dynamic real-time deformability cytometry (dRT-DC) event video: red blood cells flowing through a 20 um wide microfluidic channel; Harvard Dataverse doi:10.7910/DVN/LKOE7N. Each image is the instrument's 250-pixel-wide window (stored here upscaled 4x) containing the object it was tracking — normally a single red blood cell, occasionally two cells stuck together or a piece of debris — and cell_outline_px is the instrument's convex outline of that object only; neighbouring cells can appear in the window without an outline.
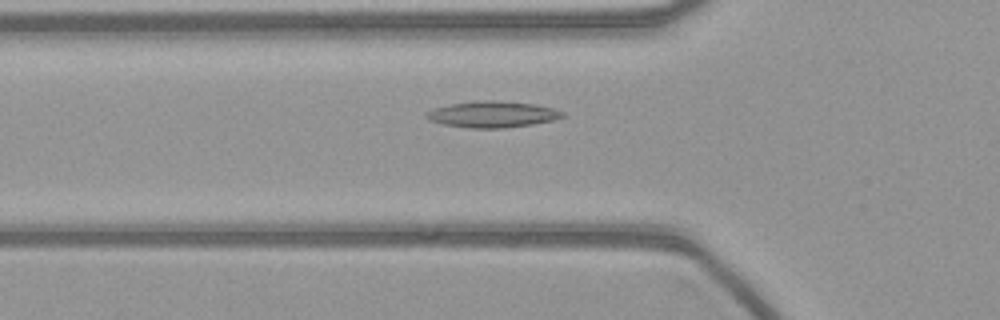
{"species": "common noctule bat (a hibernating species)", "species_latin": "Nyctalus noctula", "temperature_condition": "warm", "stored_images_in_passage": 45, "camera_frame_rate_fps": 3000, "um_per_image_px": 0.085, "animal": {"sex": "female", "body_mass_g": 21.9}, "frame": {"image": 1, "passage_image": 8, "time_ms": 2.333, "image_size_px": [1000, 320], "cell_outline_px": [[568, 116], [556, 120], [532, 124], [504, 128], [468, 128], [444, 124], [428, 120], [428, 112], [436, 108], [448, 104], [480, 100], [496, 100], [536, 104], [552, 108], [564, 112]], "centroid_in_image_um": [41.94, 9.71], "position_along_channel_um": 83.9, "area_um2": 20.87}}
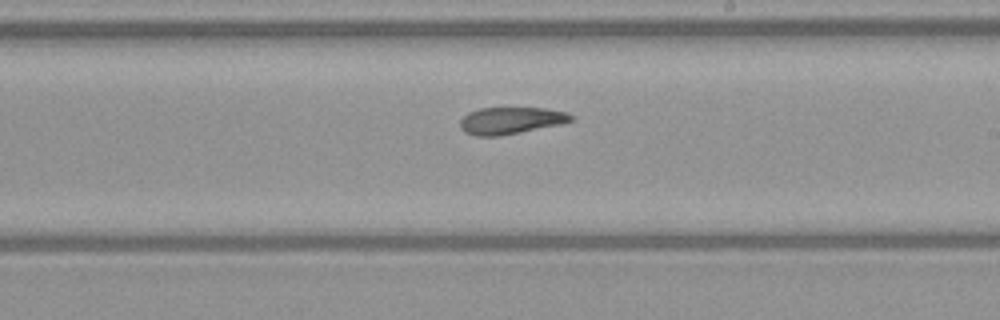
{"frame": {"image": 2, "passage_image": 21, "time_ms": 6.667, "image_size_px": [1000, 320], "cell_outline_px": [[572, 120], [560, 124], [500, 136], [476, 136], [464, 132], [460, 128], [460, 120], [468, 112], [480, 108], [548, 108], [564, 112], [572, 116]], "centroid_in_image_um": [43.36, 10.25], "position_along_channel_um": 245.6, "area_um2": 17.28}}
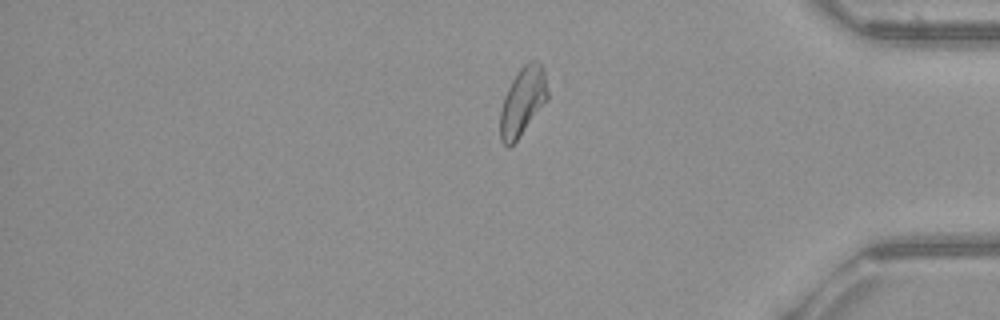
{"frame": {"image": 3, "passage_image": 35, "time_ms": 11.333, "image_size_px": [1000, 320], "cell_outline_px": [[548, 100], [516, 140], [508, 148], [500, 140], [500, 112], [504, 96], [512, 80], [520, 68], [524, 64], [532, 60], [536, 60], [544, 68], [548, 92]], "centroid_in_image_um": [44.43, 8.6], "position_along_channel_um": 390.8, "area_um2": 18.79}}